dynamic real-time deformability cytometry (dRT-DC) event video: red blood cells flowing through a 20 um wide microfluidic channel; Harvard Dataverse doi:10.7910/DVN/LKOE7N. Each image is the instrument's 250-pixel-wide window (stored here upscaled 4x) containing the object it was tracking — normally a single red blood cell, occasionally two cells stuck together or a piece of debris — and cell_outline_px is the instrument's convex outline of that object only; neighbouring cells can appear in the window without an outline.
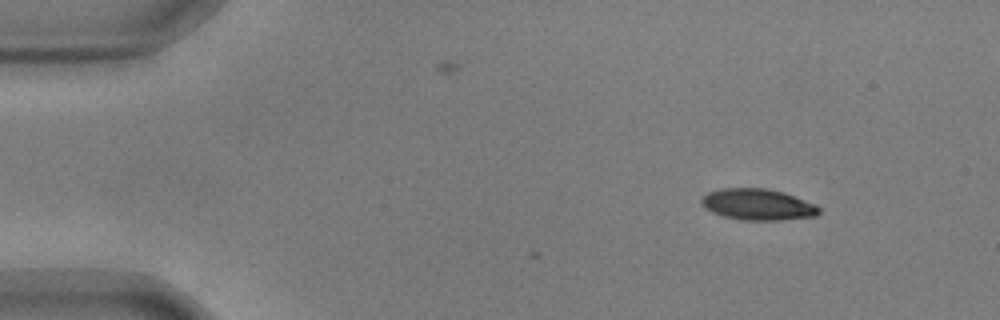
{"species": "common noctule bat (a hibernating species)", "species_latin": "Nyctalus noctula", "temperature_condition": "warm", "stored_images_in_passage": 3, "camera_frame_rate_fps": 3000, "um_per_image_px": 0.085, "animal": {"sex": "male", "body_mass_g": 17.9, "forearm_length_mm": 54.2}, "frame": {"image": 1, "passage_image": 1, "time_ms": 0.0, "image_size_px": [1000, 320], "cell_outline_px": [[820, 212], [816, 216], [780, 220], [744, 220], [724, 216], [712, 212], [704, 208], [700, 200], [708, 192], [720, 188], [768, 188], [784, 192], [816, 204], [820, 208]], "centroid_in_image_um": [64.42, 17.37], "position_along_channel_um": 20.6, "area_um2": 21.5}}